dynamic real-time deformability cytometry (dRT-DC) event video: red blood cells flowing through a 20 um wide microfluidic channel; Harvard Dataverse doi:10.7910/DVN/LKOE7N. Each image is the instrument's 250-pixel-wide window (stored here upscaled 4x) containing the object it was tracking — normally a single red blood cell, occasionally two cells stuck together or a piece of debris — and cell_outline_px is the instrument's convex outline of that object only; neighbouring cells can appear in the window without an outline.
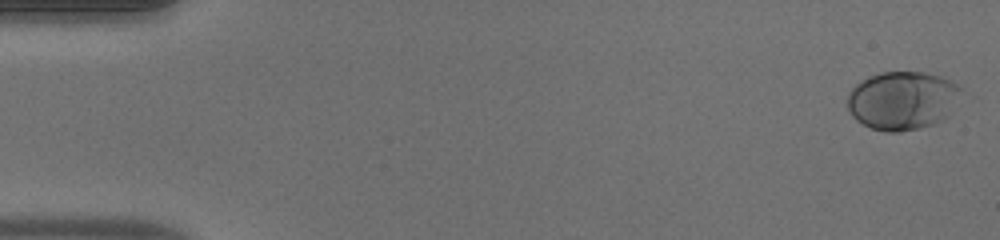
{"species": "human", "species_latin": "Homo sapiens", "temperature_condition": "warm", "stored_images_in_passage": 52, "camera_frame_rate_fps": 3000, "um_per_image_px": 0.085, "donor": {"sex": "male"}, "frame": {"image": 1, "passage_image": 1, "time_ms": 0.0, "image_size_px": [1000, 240], "cell_outline_px": [[960, 88], [948, 112], [936, 124], [920, 128], [900, 132], [884, 132], [872, 128], [856, 120], [852, 116], [848, 108], [848, 92], [860, 80], [868, 76], [880, 72], [924, 72], [944, 76], [952, 80]], "centroid_in_image_um": [76.63, 8.53], "position_along_channel_um": 8.4, "area_um2": 38.44}}
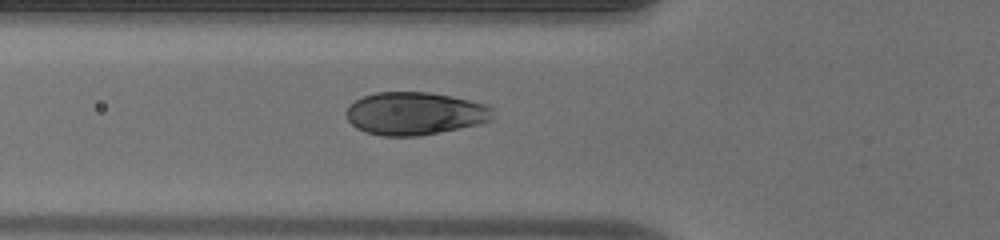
{"frame": {"image": 2, "passage_image": 19, "time_ms": 6.0, "image_size_px": [1000, 240], "cell_outline_px": [[492, 120], [480, 124], [420, 136], [380, 136], [364, 132], [356, 128], [348, 120], [344, 112], [356, 100], [364, 96], [376, 92], [428, 92], [452, 96], [488, 104], [492, 108]], "centroid_in_image_um": [35.27, 9.65], "position_along_channel_um": 90.5, "area_um2": 36.82}}
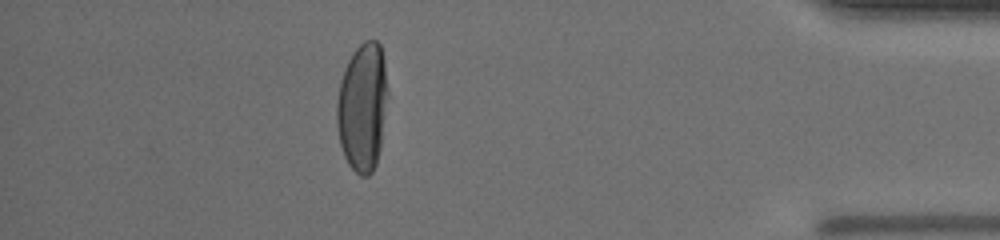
{"frame": {"image": 3, "passage_image": 46, "time_ms": 15.0, "image_size_px": [1000, 240], "cell_outline_px": [[388, 92], [380, 148], [376, 164], [372, 172], [368, 176], [360, 176], [348, 164], [344, 156], [340, 144], [336, 124], [336, 104], [340, 80], [344, 68], [352, 52], [364, 40], [376, 40], [380, 44], [384, 60], [388, 88]], "centroid_in_image_um": [30.8, 9.08], "position_along_channel_um": 404.4, "area_um2": 38.49}, "authors_computed_cell_mechanics": {"area_um2": 38.6682, "velocity_mm_per_s": 3.9693, "shape_relaxation_time_tau1_ms": 2.903, "shape_relaxation_time_tau2_ms": null, "deformation_change_tau1": 0.1895, "deformation_change_tau2": null}}